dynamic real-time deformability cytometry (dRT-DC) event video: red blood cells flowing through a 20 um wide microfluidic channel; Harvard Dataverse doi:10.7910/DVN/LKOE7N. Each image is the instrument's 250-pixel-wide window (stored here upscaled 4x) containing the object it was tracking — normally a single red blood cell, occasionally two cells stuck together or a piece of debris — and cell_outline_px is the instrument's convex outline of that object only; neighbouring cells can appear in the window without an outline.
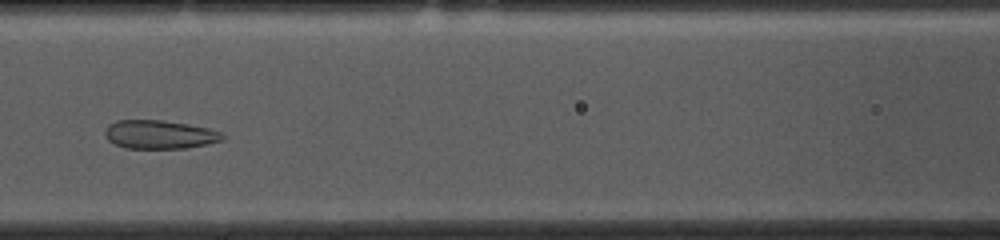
{"species": "common noctule bat (a hibernating species)", "species_latin": "Nyctalus noctula", "temperature_condition": "cold", "stored_images_in_passage": 49, "camera_frame_rate_fps": 3000, "um_per_image_px": 0.085, "animal": {"sex": "female", "body_mass_g": 10.0, "forearm_length_mm": 53.1}, "frame": {"image": 1, "passage_image": 21, "time_ms": 6.667, "image_size_px": [1000, 240], "cell_outline_px": [[224, 140], [184, 148], [124, 148], [108, 140], [104, 136], [104, 132], [108, 124], [116, 120], [160, 120], [188, 124], [208, 128], [224, 132]], "centroid_in_image_um": [13.54, 11.42], "position_along_channel_um": 153.1, "area_um2": 19.59}}
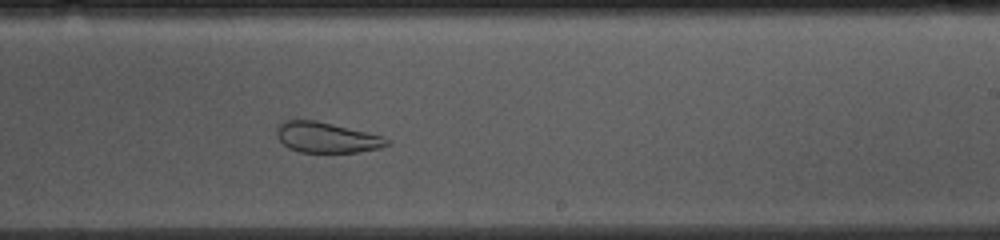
{"frame": {"image": 2, "passage_image": 30, "time_ms": 9.667, "image_size_px": [1000, 240], "cell_outline_px": [[388, 144], [380, 148], [356, 152], [300, 152], [288, 148], [276, 136], [276, 132], [280, 124], [284, 120], [316, 120], [384, 136], [388, 140]], "centroid_in_image_um": [27.74, 11.68], "position_along_channel_um": 261.3, "area_um2": 19.42}}
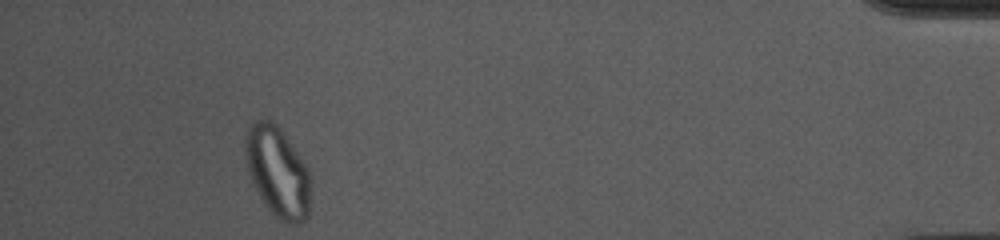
{"frame": {"image": 3, "passage_image": 48, "time_ms": 15.667, "image_size_px": [1000, 240], "cell_outline_px": [[308, 216], [300, 224], [288, 224], [280, 220], [268, 208], [260, 196], [252, 180], [248, 168], [244, 148], [244, 132], [252, 120], [268, 120], [276, 124], [308, 168]], "centroid_in_image_um": [23.55, 14.58], "position_along_channel_um": 411.7, "area_um2": 33.7}, "authors_computed_cell_mechanics": {"area_um2": 26.1256, "velocity_mm_per_s": 3.61, "shape_relaxation_time_tau1_ms": null, "shape_relaxation_time_tau2_ms": 1.2265, "deformation_change_tau1": null, "deformation_change_tau2": 0.0588}}